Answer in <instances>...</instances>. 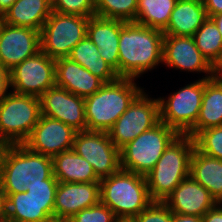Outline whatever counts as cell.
Wrapping results in <instances>:
<instances>
[{"label": "cell", "mask_w": 222, "mask_h": 222, "mask_svg": "<svg viewBox=\"0 0 222 222\" xmlns=\"http://www.w3.org/2000/svg\"><path fill=\"white\" fill-rule=\"evenodd\" d=\"M48 222H69L68 220H61V219H51Z\"/></svg>", "instance_id": "obj_46"}, {"label": "cell", "mask_w": 222, "mask_h": 222, "mask_svg": "<svg viewBox=\"0 0 222 222\" xmlns=\"http://www.w3.org/2000/svg\"><path fill=\"white\" fill-rule=\"evenodd\" d=\"M193 139L199 152L222 160V126L202 130Z\"/></svg>", "instance_id": "obj_31"}, {"label": "cell", "mask_w": 222, "mask_h": 222, "mask_svg": "<svg viewBox=\"0 0 222 222\" xmlns=\"http://www.w3.org/2000/svg\"><path fill=\"white\" fill-rule=\"evenodd\" d=\"M51 8L62 14L95 16V0H51Z\"/></svg>", "instance_id": "obj_32"}, {"label": "cell", "mask_w": 222, "mask_h": 222, "mask_svg": "<svg viewBox=\"0 0 222 222\" xmlns=\"http://www.w3.org/2000/svg\"><path fill=\"white\" fill-rule=\"evenodd\" d=\"M17 0H0V15L4 13L16 2Z\"/></svg>", "instance_id": "obj_42"}, {"label": "cell", "mask_w": 222, "mask_h": 222, "mask_svg": "<svg viewBox=\"0 0 222 222\" xmlns=\"http://www.w3.org/2000/svg\"><path fill=\"white\" fill-rule=\"evenodd\" d=\"M5 220V196L0 186V221Z\"/></svg>", "instance_id": "obj_43"}, {"label": "cell", "mask_w": 222, "mask_h": 222, "mask_svg": "<svg viewBox=\"0 0 222 222\" xmlns=\"http://www.w3.org/2000/svg\"><path fill=\"white\" fill-rule=\"evenodd\" d=\"M179 133L159 121L120 149L122 170L145 176Z\"/></svg>", "instance_id": "obj_6"}, {"label": "cell", "mask_w": 222, "mask_h": 222, "mask_svg": "<svg viewBox=\"0 0 222 222\" xmlns=\"http://www.w3.org/2000/svg\"><path fill=\"white\" fill-rule=\"evenodd\" d=\"M73 150L92 165L100 180L121 169L120 150L111 141L108 132L89 130L76 132Z\"/></svg>", "instance_id": "obj_12"}, {"label": "cell", "mask_w": 222, "mask_h": 222, "mask_svg": "<svg viewBox=\"0 0 222 222\" xmlns=\"http://www.w3.org/2000/svg\"><path fill=\"white\" fill-rule=\"evenodd\" d=\"M177 0H137L135 22L163 31L167 25Z\"/></svg>", "instance_id": "obj_28"}, {"label": "cell", "mask_w": 222, "mask_h": 222, "mask_svg": "<svg viewBox=\"0 0 222 222\" xmlns=\"http://www.w3.org/2000/svg\"><path fill=\"white\" fill-rule=\"evenodd\" d=\"M208 18L222 13V0H202Z\"/></svg>", "instance_id": "obj_36"}, {"label": "cell", "mask_w": 222, "mask_h": 222, "mask_svg": "<svg viewBox=\"0 0 222 222\" xmlns=\"http://www.w3.org/2000/svg\"><path fill=\"white\" fill-rule=\"evenodd\" d=\"M39 99L41 115L59 120L77 132L87 130L83 97L55 85Z\"/></svg>", "instance_id": "obj_14"}, {"label": "cell", "mask_w": 222, "mask_h": 222, "mask_svg": "<svg viewBox=\"0 0 222 222\" xmlns=\"http://www.w3.org/2000/svg\"><path fill=\"white\" fill-rule=\"evenodd\" d=\"M56 179L52 157L35 153L23 144H12L6 152L0 174V186L5 198L24 193L30 182Z\"/></svg>", "instance_id": "obj_4"}, {"label": "cell", "mask_w": 222, "mask_h": 222, "mask_svg": "<svg viewBox=\"0 0 222 222\" xmlns=\"http://www.w3.org/2000/svg\"><path fill=\"white\" fill-rule=\"evenodd\" d=\"M89 17L52 11L40 31L41 51L52 59L68 57L87 36Z\"/></svg>", "instance_id": "obj_8"}, {"label": "cell", "mask_w": 222, "mask_h": 222, "mask_svg": "<svg viewBox=\"0 0 222 222\" xmlns=\"http://www.w3.org/2000/svg\"><path fill=\"white\" fill-rule=\"evenodd\" d=\"M51 12V0H17L4 13L2 22L41 31Z\"/></svg>", "instance_id": "obj_23"}, {"label": "cell", "mask_w": 222, "mask_h": 222, "mask_svg": "<svg viewBox=\"0 0 222 222\" xmlns=\"http://www.w3.org/2000/svg\"><path fill=\"white\" fill-rule=\"evenodd\" d=\"M55 64L56 86L77 96L85 98L97 92L105 84L100 78L69 57L56 59Z\"/></svg>", "instance_id": "obj_20"}, {"label": "cell", "mask_w": 222, "mask_h": 222, "mask_svg": "<svg viewBox=\"0 0 222 222\" xmlns=\"http://www.w3.org/2000/svg\"><path fill=\"white\" fill-rule=\"evenodd\" d=\"M222 126V82L204 78V94L196 124L186 133L194 138L200 131Z\"/></svg>", "instance_id": "obj_26"}, {"label": "cell", "mask_w": 222, "mask_h": 222, "mask_svg": "<svg viewBox=\"0 0 222 222\" xmlns=\"http://www.w3.org/2000/svg\"><path fill=\"white\" fill-rule=\"evenodd\" d=\"M211 78L222 82V52L220 53L217 60L212 64Z\"/></svg>", "instance_id": "obj_39"}, {"label": "cell", "mask_w": 222, "mask_h": 222, "mask_svg": "<svg viewBox=\"0 0 222 222\" xmlns=\"http://www.w3.org/2000/svg\"><path fill=\"white\" fill-rule=\"evenodd\" d=\"M172 222H202V217L172 213Z\"/></svg>", "instance_id": "obj_40"}, {"label": "cell", "mask_w": 222, "mask_h": 222, "mask_svg": "<svg viewBox=\"0 0 222 222\" xmlns=\"http://www.w3.org/2000/svg\"><path fill=\"white\" fill-rule=\"evenodd\" d=\"M164 34L136 22L123 21L119 36V77L137 79L163 60Z\"/></svg>", "instance_id": "obj_1"}, {"label": "cell", "mask_w": 222, "mask_h": 222, "mask_svg": "<svg viewBox=\"0 0 222 222\" xmlns=\"http://www.w3.org/2000/svg\"><path fill=\"white\" fill-rule=\"evenodd\" d=\"M193 37L199 51L212 65L222 52V35L217 25L208 18Z\"/></svg>", "instance_id": "obj_29"}, {"label": "cell", "mask_w": 222, "mask_h": 222, "mask_svg": "<svg viewBox=\"0 0 222 222\" xmlns=\"http://www.w3.org/2000/svg\"><path fill=\"white\" fill-rule=\"evenodd\" d=\"M55 201H35L29 193L5 198V219L10 222H48L54 219Z\"/></svg>", "instance_id": "obj_21"}, {"label": "cell", "mask_w": 222, "mask_h": 222, "mask_svg": "<svg viewBox=\"0 0 222 222\" xmlns=\"http://www.w3.org/2000/svg\"><path fill=\"white\" fill-rule=\"evenodd\" d=\"M135 219L137 222H172V212L163 202H152Z\"/></svg>", "instance_id": "obj_35"}, {"label": "cell", "mask_w": 222, "mask_h": 222, "mask_svg": "<svg viewBox=\"0 0 222 222\" xmlns=\"http://www.w3.org/2000/svg\"><path fill=\"white\" fill-rule=\"evenodd\" d=\"M189 175L206 188L217 203H222V160L209 157L194 148Z\"/></svg>", "instance_id": "obj_25"}, {"label": "cell", "mask_w": 222, "mask_h": 222, "mask_svg": "<svg viewBox=\"0 0 222 222\" xmlns=\"http://www.w3.org/2000/svg\"><path fill=\"white\" fill-rule=\"evenodd\" d=\"M149 97L143 90L108 131L119 150L160 121L159 99Z\"/></svg>", "instance_id": "obj_10"}, {"label": "cell", "mask_w": 222, "mask_h": 222, "mask_svg": "<svg viewBox=\"0 0 222 222\" xmlns=\"http://www.w3.org/2000/svg\"><path fill=\"white\" fill-rule=\"evenodd\" d=\"M53 174L58 182L92 183L100 182L92 165L73 149L52 157Z\"/></svg>", "instance_id": "obj_24"}, {"label": "cell", "mask_w": 222, "mask_h": 222, "mask_svg": "<svg viewBox=\"0 0 222 222\" xmlns=\"http://www.w3.org/2000/svg\"><path fill=\"white\" fill-rule=\"evenodd\" d=\"M76 132L59 120L41 115L23 145L35 153L53 157L73 149Z\"/></svg>", "instance_id": "obj_15"}, {"label": "cell", "mask_w": 222, "mask_h": 222, "mask_svg": "<svg viewBox=\"0 0 222 222\" xmlns=\"http://www.w3.org/2000/svg\"><path fill=\"white\" fill-rule=\"evenodd\" d=\"M95 16L135 22L137 0H95Z\"/></svg>", "instance_id": "obj_30"}, {"label": "cell", "mask_w": 222, "mask_h": 222, "mask_svg": "<svg viewBox=\"0 0 222 222\" xmlns=\"http://www.w3.org/2000/svg\"><path fill=\"white\" fill-rule=\"evenodd\" d=\"M217 25L220 34L222 35V13L210 17Z\"/></svg>", "instance_id": "obj_44"}, {"label": "cell", "mask_w": 222, "mask_h": 222, "mask_svg": "<svg viewBox=\"0 0 222 222\" xmlns=\"http://www.w3.org/2000/svg\"><path fill=\"white\" fill-rule=\"evenodd\" d=\"M162 63L176 70L206 73L211 78L212 65L196 46L194 37L164 35Z\"/></svg>", "instance_id": "obj_16"}, {"label": "cell", "mask_w": 222, "mask_h": 222, "mask_svg": "<svg viewBox=\"0 0 222 222\" xmlns=\"http://www.w3.org/2000/svg\"><path fill=\"white\" fill-rule=\"evenodd\" d=\"M208 19L202 0H177L164 35L193 37Z\"/></svg>", "instance_id": "obj_22"}, {"label": "cell", "mask_w": 222, "mask_h": 222, "mask_svg": "<svg viewBox=\"0 0 222 222\" xmlns=\"http://www.w3.org/2000/svg\"><path fill=\"white\" fill-rule=\"evenodd\" d=\"M100 202L117 218H135L153 201L145 176L120 169L100 180Z\"/></svg>", "instance_id": "obj_5"}, {"label": "cell", "mask_w": 222, "mask_h": 222, "mask_svg": "<svg viewBox=\"0 0 222 222\" xmlns=\"http://www.w3.org/2000/svg\"><path fill=\"white\" fill-rule=\"evenodd\" d=\"M123 21L98 16L89 17L87 36L98 47L99 55L119 76V36Z\"/></svg>", "instance_id": "obj_19"}, {"label": "cell", "mask_w": 222, "mask_h": 222, "mask_svg": "<svg viewBox=\"0 0 222 222\" xmlns=\"http://www.w3.org/2000/svg\"><path fill=\"white\" fill-rule=\"evenodd\" d=\"M204 77L187 84L168 98L159 97L160 121L175 129L179 134H186L199 116L204 94Z\"/></svg>", "instance_id": "obj_9"}, {"label": "cell", "mask_w": 222, "mask_h": 222, "mask_svg": "<svg viewBox=\"0 0 222 222\" xmlns=\"http://www.w3.org/2000/svg\"><path fill=\"white\" fill-rule=\"evenodd\" d=\"M202 222H222V203H218L202 216Z\"/></svg>", "instance_id": "obj_37"}, {"label": "cell", "mask_w": 222, "mask_h": 222, "mask_svg": "<svg viewBox=\"0 0 222 222\" xmlns=\"http://www.w3.org/2000/svg\"><path fill=\"white\" fill-rule=\"evenodd\" d=\"M68 57L89 70L104 83H111L120 78L117 72L99 55L98 47L88 36L71 50Z\"/></svg>", "instance_id": "obj_27"}, {"label": "cell", "mask_w": 222, "mask_h": 222, "mask_svg": "<svg viewBox=\"0 0 222 222\" xmlns=\"http://www.w3.org/2000/svg\"><path fill=\"white\" fill-rule=\"evenodd\" d=\"M172 213L202 217L218 203L190 175L163 202Z\"/></svg>", "instance_id": "obj_18"}, {"label": "cell", "mask_w": 222, "mask_h": 222, "mask_svg": "<svg viewBox=\"0 0 222 222\" xmlns=\"http://www.w3.org/2000/svg\"><path fill=\"white\" fill-rule=\"evenodd\" d=\"M134 80L119 78L105 83L97 92L84 98L87 130L108 132L113 127L143 91Z\"/></svg>", "instance_id": "obj_2"}, {"label": "cell", "mask_w": 222, "mask_h": 222, "mask_svg": "<svg viewBox=\"0 0 222 222\" xmlns=\"http://www.w3.org/2000/svg\"><path fill=\"white\" fill-rule=\"evenodd\" d=\"M55 74V59L39 51L8 72L9 88L16 94L39 98L56 85Z\"/></svg>", "instance_id": "obj_11"}, {"label": "cell", "mask_w": 222, "mask_h": 222, "mask_svg": "<svg viewBox=\"0 0 222 222\" xmlns=\"http://www.w3.org/2000/svg\"><path fill=\"white\" fill-rule=\"evenodd\" d=\"M100 202V182H58L55 196L54 218L69 220L83 209Z\"/></svg>", "instance_id": "obj_17"}, {"label": "cell", "mask_w": 222, "mask_h": 222, "mask_svg": "<svg viewBox=\"0 0 222 222\" xmlns=\"http://www.w3.org/2000/svg\"><path fill=\"white\" fill-rule=\"evenodd\" d=\"M194 139L179 134L163 152L154 168L145 175L150 198L164 202L173 190L189 176Z\"/></svg>", "instance_id": "obj_3"}, {"label": "cell", "mask_w": 222, "mask_h": 222, "mask_svg": "<svg viewBox=\"0 0 222 222\" xmlns=\"http://www.w3.org/2000/svg\"><path fill=\"white\" fill-rule=\"evenodd\" d=\"M10 146H11V144L8 141L0 138V174H1L2 167H3L6 152Z\"/></svg>", "instance_id": "obj_41"}, {"label": "cell", "mask_w": 222, "mask_h": 222, "mask_svg": "<svg viewBox=\"0 0 222 222\" xmlns=\"http://www.w3.org/2000/svg\"><path fill=\"white\" fill-rule=\"evenodd\" d=\"M115 222H137L135 218L125 217V218H116Z\"/></svg>", "instance_id": "obj_45"}, {"label": "cell", "mask_w": 222, "mask_h": 222, "mask_svg": "<svg viewBox=\"0 0 222 222\" xmlns=\"http://www.w3.org/2000/svg\"><path fill=\"white\" fill-rule=\"evenodd\" d=\"M0 222H10V221H8V220L5 219V220H2V221H0Z\"/></svg>", "instance_id": "obj_47"}, {"label": "cell", "mask_w": 222, "mask_h": 222, "mask_svg": "<svg viewBox=\"0 0 222 222\" xmlns=\"http://www.w3.org/2000/svg\"><path fill=\"white\" fill-rule=\"evenodd\" d=\"M41 116L40 99L9 90L0 101V138L23 144Z\"/></svg>", "instance_id": "obj_7"}, {"label": "cell", "mask_w": 222, "mask_h": 222, "mask_svg": "<svg viewBox=\"0 0 222 222\" xmlns=\"http://www.w3.org/2000/svg\"><path fill=\"white\" fill-rule=\"evenodd\" d=\"M9 89L8 72L0 65V101Z\"/></svg>", "instance_id": "obj_38"}, {"label": "cell", "mask_w": 222, "mask_h": 222, "mask_svg": "<svg viewBox=\"0 0 222 222\" xmlns=\"http://www.w3.org/2000/svg\"><path fill=\"white\" fill-rule=\"evenodd\" d=\"M57 187V179H47L30 182L26 192L35 201H55Z\"/></svg>", "instance_id": "obj_34"}, {"label": "cell", "mask_w": 222, "mask_h": 222, "mask_svg": "<svg viewBox=\"0 0 222 222\" xmlns=\"http://www.w3.org/2000/svg\"><path fill=\"white\" fill-rule=\"evenodd\" d=\"M41 51L40 31L0 24V65L9 72Z\"/></svg>", "instance_id": "obj_13"}, {"label": "cell", "mask_w": 222, "mask_h": 222, "mask_svg": "<svg viewBox=\"0 0 222 222\" xmlns=\"http://www.w3.org/2000/svg\"><path fill=\"white\" fill-rule=\"evenodd\" d=\"M114 212L106 205L99 202L97 205L83 209L75 214L69 222H115Z\"/></svg>", "instance_id": "obj_33"}]
</instances>
